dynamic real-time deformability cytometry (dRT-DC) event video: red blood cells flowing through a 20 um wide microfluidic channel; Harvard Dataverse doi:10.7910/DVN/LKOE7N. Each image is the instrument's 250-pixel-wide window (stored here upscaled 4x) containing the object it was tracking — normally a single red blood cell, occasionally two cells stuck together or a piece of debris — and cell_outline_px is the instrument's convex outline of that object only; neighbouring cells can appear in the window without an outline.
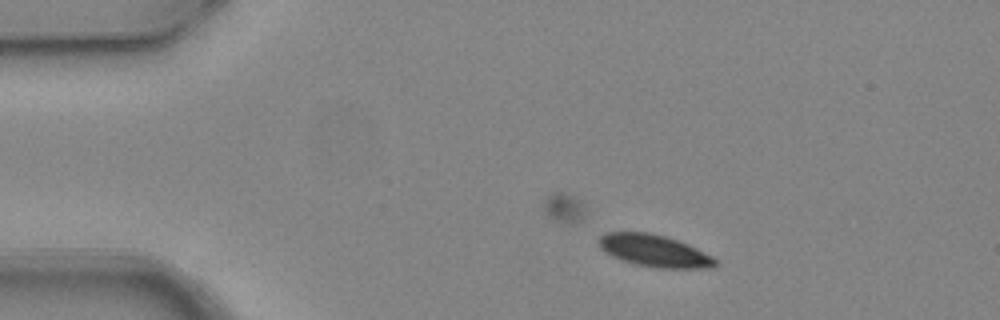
{"species": "common noctule bat (a hibernating species)", "species_latin": "Nyctalus noctula", "temperature_condition": "warm", "stored_images_in_passage": 4, "camera_frame_rate_fps": 3000, "um_per_image_px": 0.085, "animal": {"sex": "female", "body_mass_g": 24.6, "forearm_length_mm": 56.2}, "frame": {"image": 1, "passage_image": 1, "time_ms": 0.0, "image_size_px": [1000, 320], "cell_outline_px": [[720, 264], [712, 268], [660, 268], [636, 264], [612, 256], [604, 252], [600, 248], [596, 240], [600, 236], [608, 232], [648, 232], [664, 236], [688, 244], [712, 256]], "centroid_in_image_um": [55.61, 21.31], "position_along_channel_um": 29.4, "area_um2": 21.73}}
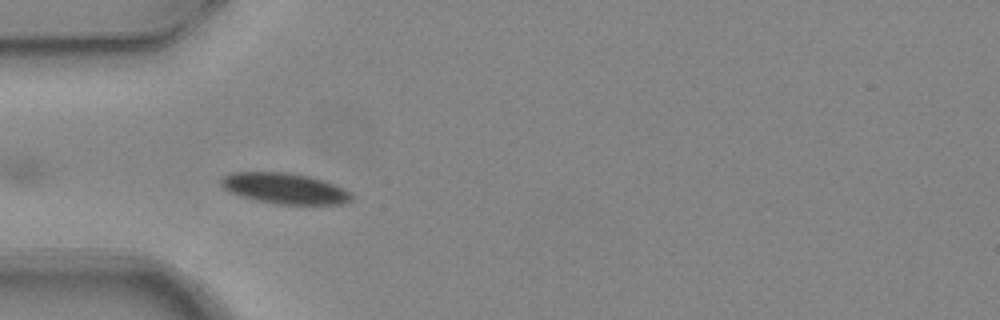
{"frame": {"image": 2, "passage_image": 3, "time_ms": 0.667, "image_size_px": [1000, 320], "cell_outline_px": [[356, 196], [352, 200], [344, 204], [276, 204], [256, 200], [240, 196], [224, 188], [220, 184], [220, 180], [224, 176], [232, 172], [288, 172], [308, 176], [324, 180], [344, 188], [352, 192]], "centroid_in_image_um": [24.26, 16.02], "position_along_channel_um": 60.7, "area_um2": 23.58}}
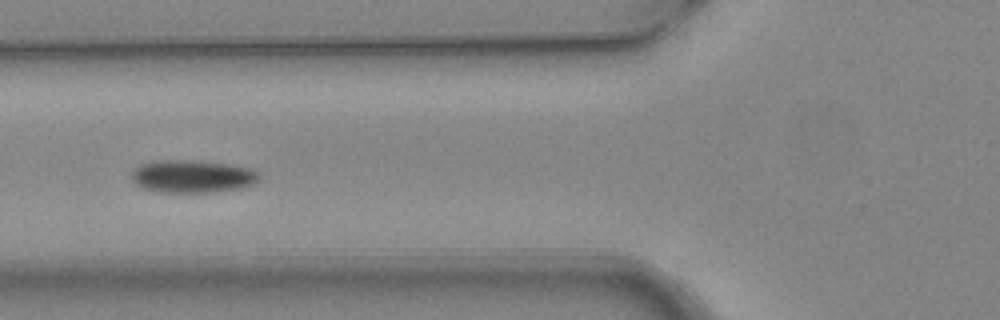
{"frame": {"image": 3, "passage_image": 4, "time_ms": 1.0, "image_size_px": [1000, 320], "cell_outline_px": [[260, 180], [252, 184], [240, 188], [212, 192], [160, 192], [144, 188], [136, 184], [132, 180], [132, 172], [140, 164], [152, 160], [196, 160], [228, 164], [248, 168], [256, 172], [260, 176]], "centroid_in_image_um": [16.33, 14.98], "position_along_channel_um": 109.5, "area_um2": 24.28}}